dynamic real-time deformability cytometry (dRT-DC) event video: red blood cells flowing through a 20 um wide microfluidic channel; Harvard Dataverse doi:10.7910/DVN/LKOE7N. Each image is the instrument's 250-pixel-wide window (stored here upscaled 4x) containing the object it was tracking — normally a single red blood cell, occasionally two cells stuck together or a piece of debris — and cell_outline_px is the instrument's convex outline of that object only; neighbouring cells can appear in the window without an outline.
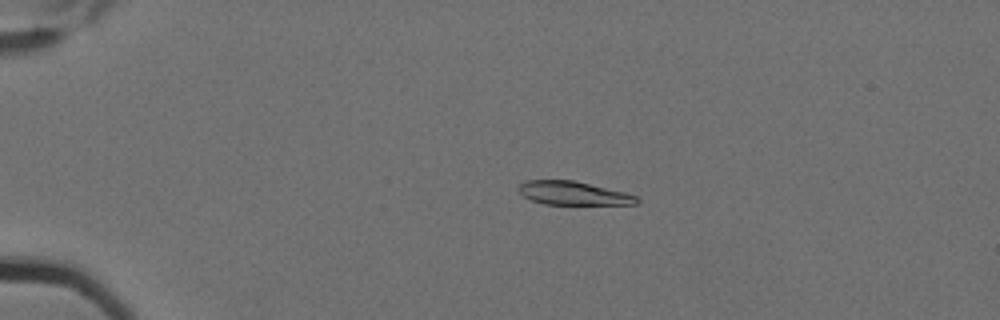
{"species": "Egyptian fruit bat (a non-hibernating species)", "species_latin": "Rousettus aegyptiacus", "temperature_condition": "cold", "stored_images_in_passage": 7, "camera_frame_rate_fps": 3000, "um_per_image_px": 0.085, "animal": {"sex": "female"}, "frame": {"image": 1, "passage_image": 3, "time_ms": 0.667, "image_size_px": [1000, 320], "cell_outline_px": [[640, 200], [636, 204], [544, 204], [532, 200], [524, 196], [516, 188], [520, 184], [528, 180], [572, 180], [624, 192], [636, 196]], "centroid_in_image_um": [48.7, 16.42], "position_along_channel_um": 36.3, "area_um2": 15.95}}
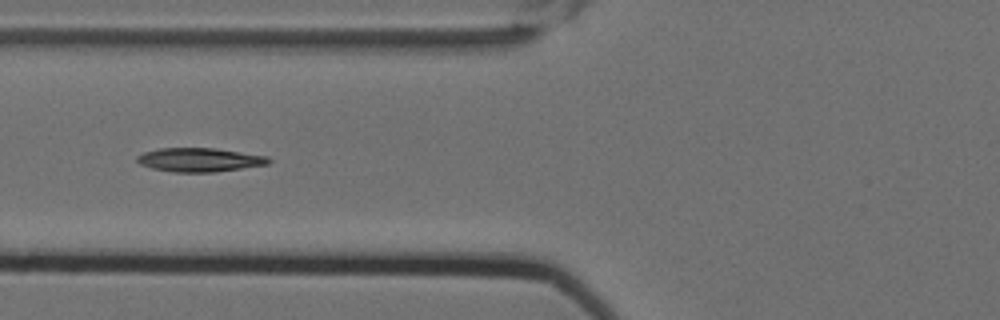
{"frame": {"image": 2, "passage_image": 6, "time_ms": 1.667, "image_size_px": [1000, 320], "cell_outline_px": [[272, 160], [268, 164], [216, 172], [172, 172], [152, 168], [140, 164], [136, 160], [136, 156], [144, 152], [160, 148], [216, 148], [268, 156]], "centroid_in_image_um": [16.97, 13.58], "position_along_channel_um": 108.8, "area_um2": 18.32}}